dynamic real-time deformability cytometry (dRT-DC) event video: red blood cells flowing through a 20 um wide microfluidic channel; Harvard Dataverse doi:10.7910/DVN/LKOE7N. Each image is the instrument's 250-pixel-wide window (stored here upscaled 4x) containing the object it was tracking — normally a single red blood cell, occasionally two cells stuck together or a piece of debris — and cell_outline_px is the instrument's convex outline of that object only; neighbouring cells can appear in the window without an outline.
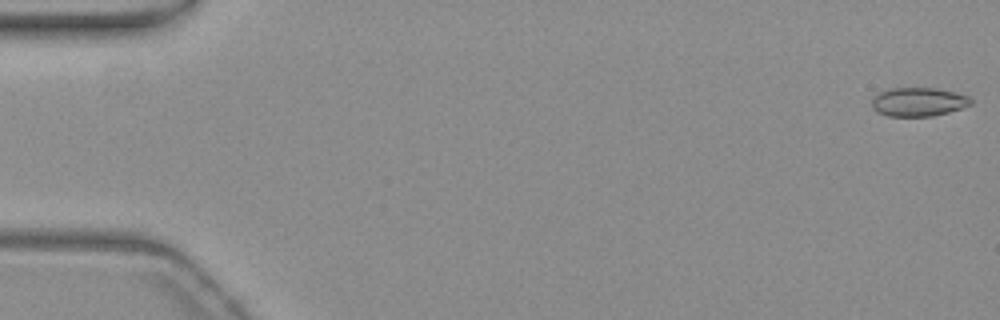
{"species": "common noctule bat (a hibernating species)", "species_latin": "Nyctalus noctula", "temperature_condition": "warm", "stored_images_in_passage": 55, "camera_frame_rate_fps": 3000, "um_per_image_px": 0.085, "animal": {"sex": "female", "body_mass_g": 19.3, "forearm_length_mm": 54.1}, "frame": {"image": 1, "passage_image": 1, "time_ms": 0.0, "image_size_px": [1000, 320], "cell_outline_px": [[972, 104], [948, 112], [932, 116], [888, 116], [876, 112], [872, 108], [872, 100], [880, 92], [888, 88], [936, 88], [956, 92], [968, 96], [972, 100]], "centroid_in_image_um": [78.06, 8.66], "position_along_channel_um": 6.9, "area_um2": 16.59}}
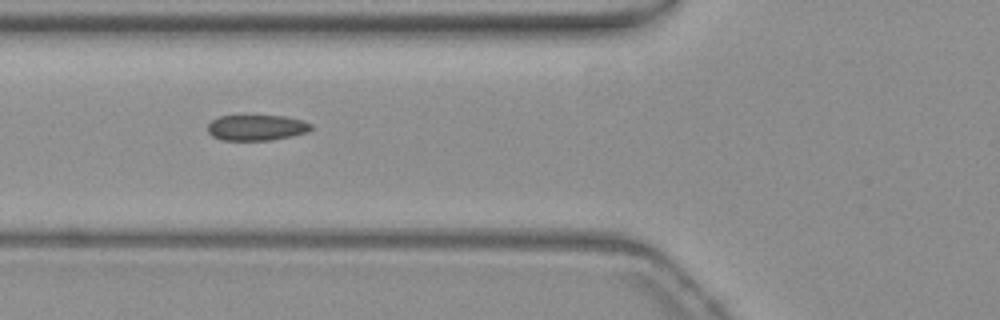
{"frame": {"image": 2, "passage_image": 21, "time_ms": 6.667, "image_size_px": [1000, 320], "cell_outline_px": [[312, 128], [308, 132], [292, 136], [272, 140], [224, 140], [212, 136], [208, 132], [208, 124], [212, 120], [220, 116], [240, 112], [284, 116], [300, 120], [312, 124]], "centroid_in_image_um": [21.77, 10.79], "position_along_channel_um": 104.0, "area_um2": 16.3}}
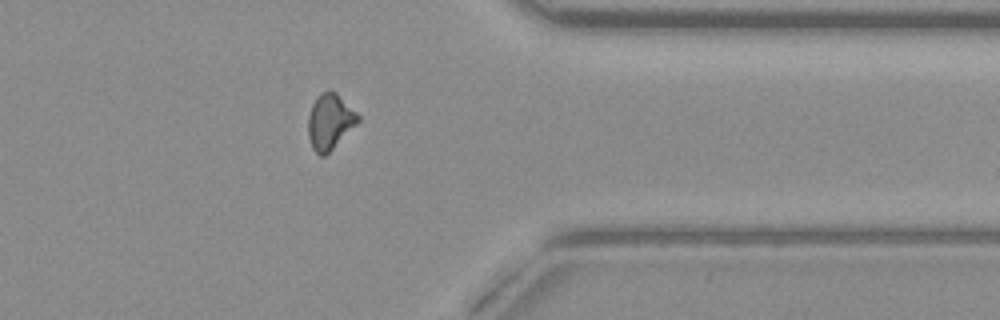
{"frame": {"image": 3, "passage_image": 44, "time_ms": 14.333, "image_size_px": [1000, 320], "cell_outline_px": [[360, 120], [324, 156], [320, 156], [312, 148], [308, 136], [308, 116], [312, 104], [324, 92], [336, 92], [360, 116]], "centroid_in_image_um": [28.03, 10.35], "position_along_channel_um": 383.4, "area_um2": 15.61}, "authors_computed_cell_mechanics": {"area_um2": 16.1262, "velocity_mm_per_s": 3.7933, "shape_relaxation_time_tau1_ms": null, "shape_relaxation_time_tau2_ms": 2.2087, "deformation_change_tau1": null, "deformation_change_tau2": 0.0876}}